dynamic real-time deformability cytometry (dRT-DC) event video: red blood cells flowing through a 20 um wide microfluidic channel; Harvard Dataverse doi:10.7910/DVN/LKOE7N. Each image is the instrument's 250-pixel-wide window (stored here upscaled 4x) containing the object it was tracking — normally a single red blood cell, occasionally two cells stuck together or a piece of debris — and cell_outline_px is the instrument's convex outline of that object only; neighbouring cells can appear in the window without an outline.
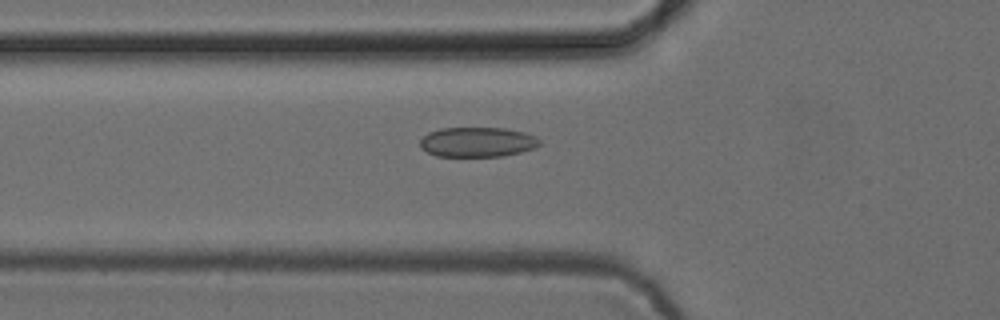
{"species": "common noctule bat (a hibernating species)", "species_latin": "Nyctalus noctula", "temperature_condition": "cold", "stored_images_in_passage": 53, "camera_frame_rate_fps": 3000, "um_per_image_px": 0.085, "animal": {"sex": "female", "body_mass_g": 24.6, "forearm_length_mm": 56.2}, "frame": {"image": 1, "passage_image": 19, "time_ms": 6.0, "image_size_px": [1000, 320], "cell_outline_px": [[540, 144], [536, 148], [504, 156], [436, 156], [420, 148], [420, 140], [428, 132], [440, 128], [504, 128], [524, 132], [536, 136], [540, 140]], "centroid_in_image_um": [40.58, 12.07], "position_along_channel_um": 85.2, "area_um2": 20.87}}
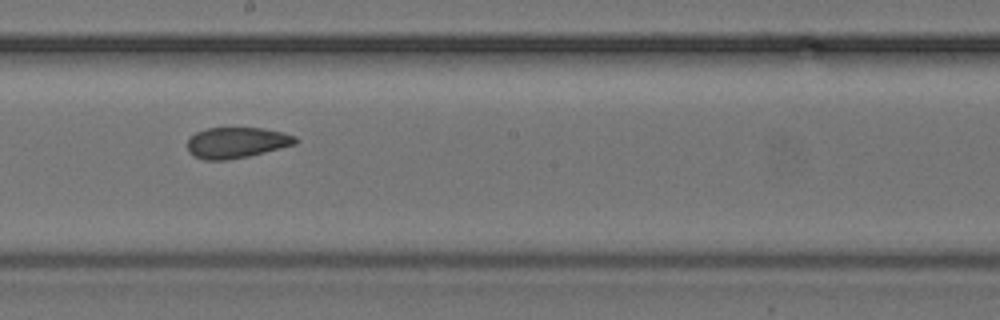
{"frame": {"image": 2, "passage_image": 30, "time_ms": 9.667, "image_size_px": [1000, 320], "cell_outline_px": [[300, 140], [296, 144], [248, 156], [228, 160], [204, 160], [192, 156], [188, 152], [188, 140], [196, 132], [208, 128], [264, 128], [284, 132], [296, 136]], "centroid_in_image_um": [20.13, 12.12], "position_along_channel_um": 228.1, "area_um2": 19.54}}
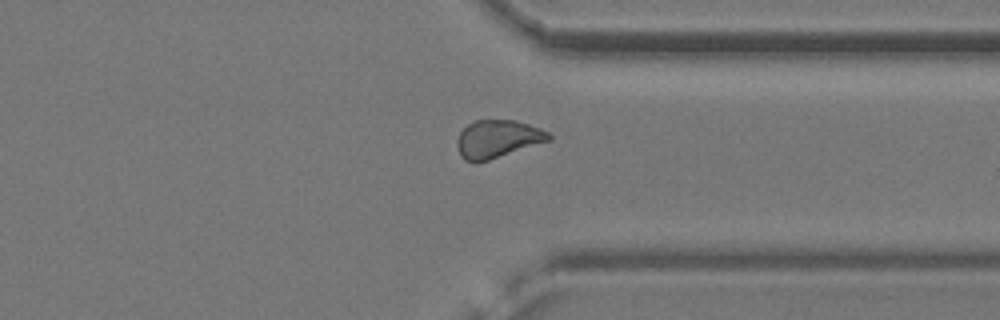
{"frame": {"image": 3, "passage_image": 41, "time_ms": 13.333, "image_size_px": [1000, 320], "cell_outline_px": [[552, 140], [476, 164], [464, 160], [460, 156], [456, 144], [456, 140], [460, 132], [468, 124], [476, 120], [516, 120], [540, 128], [548, 132], [552, 136]], "centroid_in_image_um": [42.28, 11.83], "position_along_channel_um": 369.1, "area_um2": 20.46}, "authors_computed_cell_mechanics": {"area_um2": 20.5768, "velocity_mm_per_s": 3.8679, "shape_relaxation_time_tau1_ms": 9.9379, "shape_relaxation_time_tau2_ms": 2.4153, "deformation_change_tau1": 0.1511, "deformation_change_tau2": 0.0742}}